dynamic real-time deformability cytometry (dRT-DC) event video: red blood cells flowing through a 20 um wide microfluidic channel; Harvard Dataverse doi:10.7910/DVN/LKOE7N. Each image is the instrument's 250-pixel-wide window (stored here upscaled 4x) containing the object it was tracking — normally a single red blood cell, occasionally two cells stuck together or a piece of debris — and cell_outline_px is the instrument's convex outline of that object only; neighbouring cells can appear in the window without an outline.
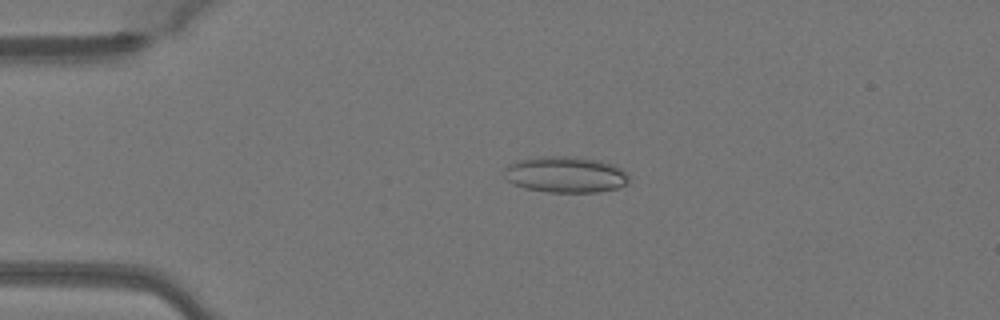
{"species": "Egyptian fruit bat (a non-hibernating species)", "species_latin": "Rousettus aegyptiacus", "temperature_condition": "warm", "stored_images_in_passage": 49, "camera_frame_rate_fps": 3000, "um_per_image_px": 0.085, "animal": {"sex": "female"}, "frame": {"image": 1, "passage_image": 11, "time_ms": 3.333, "image_size_px": [1000, 320], "cell_outline_px": [[628, 184], [620, 188], [596, 192], [548, 192], [524, 188], [512, 184], [504, 176], [504, 168], [508, 164], [516, 160], [540, 156], [576, 156], [600, 160], [612, 164], [628, 172]], "centroid_in_image_um": [48.07, 14.83], "position_along_channel_um": 36.9, "area_um2": 26.76}}
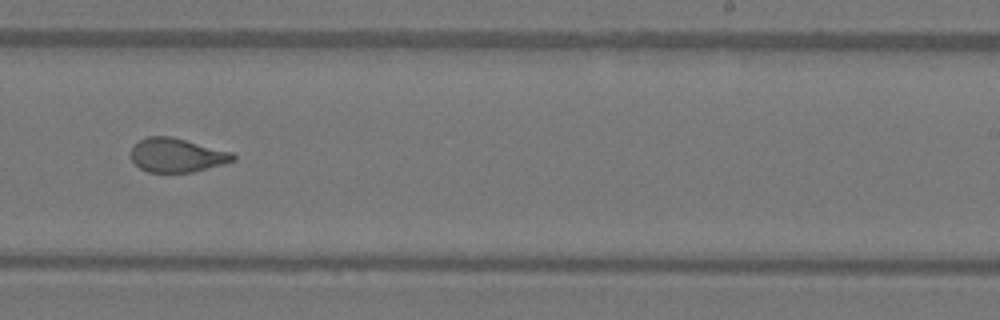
{"frame": {"image": 2, "passage_image": 31, "time_ms": 10.0, "image_size_px": [1000, 320], "cell_outline_px": [[236, 160], [192, 172], [148, 172], [140, 168], [132, 160], [132, 148], [140, 140], [148, 136], [172, 136], [232, 152], [236, 156]], "centroid_in_image_um": [15.05, 13.18], "position_along_channel_um": 274.0, "area_um2": 20.0}}
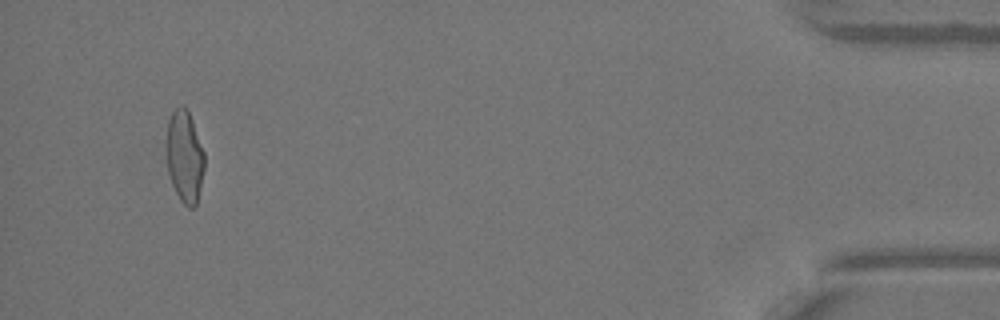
{"frame": {"image": 3, "passage_image": 47, "time_ms": 15.333, "image_size_px": [1000, 320], "cell_outline_px": [[204, 168], [196, 204], [192, 208], [188, 208], [180, 200], [172, 184], [168, 172], [168, 120], [172, 112], [180, 104], [184, 104], [192, 120], [204, 152]], "centroid_in_image_um": [15.71, 13.3], "position_along_channel_um": 419.5, "area_um2": 19.88}, "authors_computed_cell_mechanics": {"area_um2": 21.1548, "velocity_mm_per_s": 4.1014, "shape_relaxation_time_tau1_ms": 7.0773, "shape_relaxation_time_tau2_ms": 1.1084, "deformation_change_tau1": 0.2193, "deformation_change_tau2": 0.0777}}